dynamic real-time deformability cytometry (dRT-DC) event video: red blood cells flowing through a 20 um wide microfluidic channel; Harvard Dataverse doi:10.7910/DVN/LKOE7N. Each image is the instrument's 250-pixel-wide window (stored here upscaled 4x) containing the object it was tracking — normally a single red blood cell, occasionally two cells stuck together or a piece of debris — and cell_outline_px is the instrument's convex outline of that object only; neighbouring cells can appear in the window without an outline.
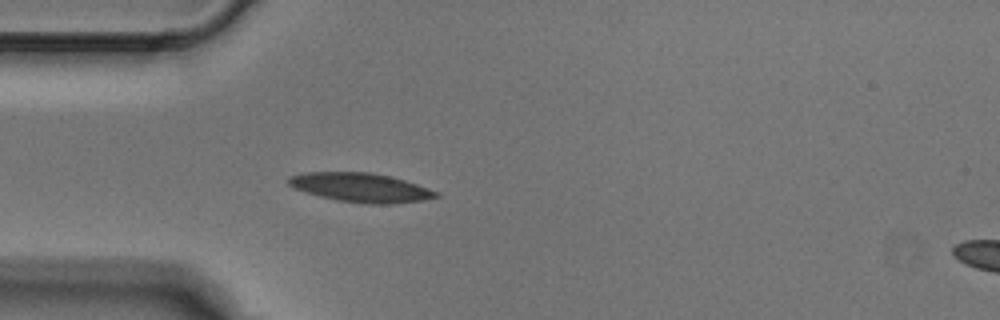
{"species": "Egyptian fruit bat (a non-hibernating species)", "species_latin": "Rousettus aegyptiacus", "temperature_condition": "cold", "stored_images_in_passage": 5, "segment_of_instrument_passage": [1, 2], "camera_frame_rate_fps": 3000, "um_per_image_px": 0.085, "animal": {"sex": "male"}, "frame": {"image": 1, "passage_image": 4, "time_ms": 1.0, "image_size_px": [1000, 320], "cell_outline_px": [[440, 196], [420, 200], [392, 204], [364, 204], [340, 200], [320, 196], [296, 188], [288, 184], [288, 176], [304, 172], [372, 172], [404, 180], [440, 192]], "centroid_in_image_um": [30.67, 15.93], "position_along_channel_um": 54.3, "area_um2": 24.74}}